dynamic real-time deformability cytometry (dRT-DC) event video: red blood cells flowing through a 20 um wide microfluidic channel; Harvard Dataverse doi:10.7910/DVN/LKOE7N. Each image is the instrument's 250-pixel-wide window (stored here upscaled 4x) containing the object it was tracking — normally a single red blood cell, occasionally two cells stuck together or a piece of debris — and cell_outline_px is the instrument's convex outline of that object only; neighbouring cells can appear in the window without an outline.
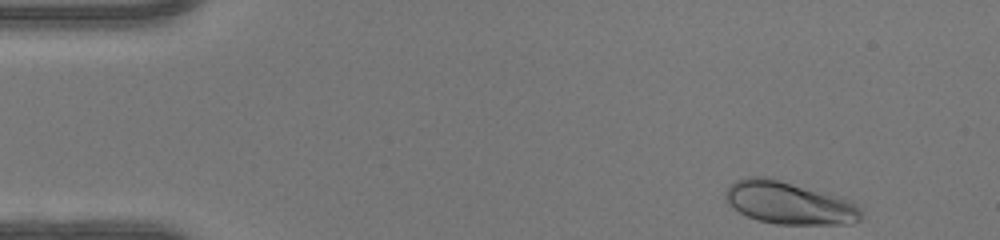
{"species": "human", "species_latin": "Homo sapiens", "temperature_condition": "warm", "stored_images_in_passage": 45, "camera_frame_rate_fps": 3000, "um_per_image_px": 0.085, "donor": {"sex": "female"}, "frame": {"image": 1, "passage_image": 1, "time_ms": 0.0, "image_size_px": [1000, 240], "cell_outline_px": [[860, 220], [852, 224], [776, 224], [756, 220], [732, 208], [724, 196], [728, 188], [736, 180], [748, 176], [764, 176], [780, 180], [840, 196], [852, 200], [860, 208]], "centroid_in_image_um": [67.08, 17.25], "position_along_channel_um": 17.9, "area_um2": 33.7}}
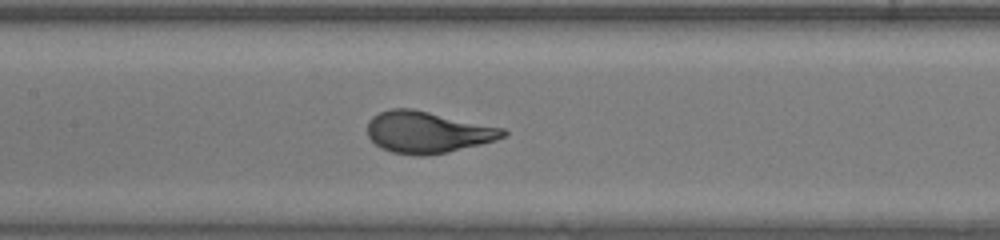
{"frame": {"image": 2, "passage_image": 19, "time_ms": 6.0, "image_size_px": [1000, 240], "cell_outline_px": [[508, 136], [496, 140], [448, 152], [428, 156], [420, 156], [392, 152], [380, 148], [368, 136], [368, 120], [372, 116], [380, 112], [392, 108], [412, 108], [504, 128], [508, 132]], "centroid_in_image_um": [36.35, 11.24], "position_along_channel_um": 171.1, "area_um2": 33.0}}
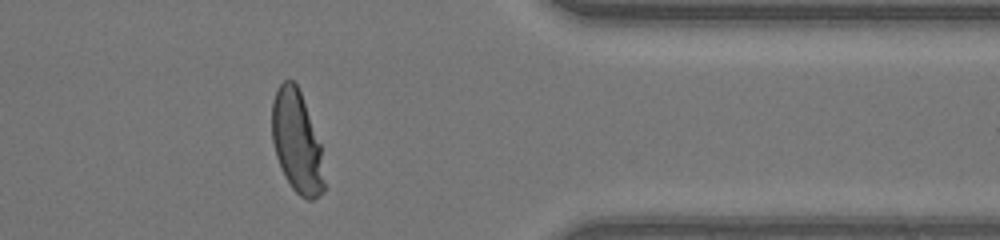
{"frame": {"image": 3, "passage_image": 36, "time_ms": 11.667, "image_size_px": [1000, 240], "cell_outline_px": [[324, 192], [312, 200], [308, 200], [300, 196], [292, 188], [284, 176], [276, 156], [272, 140], [272, 100], [276, 88], [284, 80], [292, 80], [296, 84], [300, 92], [320, 144], [324, 180]], "centroid_in_image_um": [25.21, 12.08], "position_along_channel_um": 386.2, "area_um2": 30.87}, "authors_computed_cell_mechanics": {"area_um2": 32.2524, "velocity_mm_per_s": 4.1472, "shape_relaxation_time_tau1_ms": 3.16, "shape_relaxation_time_tau2_ms": null, "deformation_change_tau1": 0.2044, "deformation_change_tau2": null}}